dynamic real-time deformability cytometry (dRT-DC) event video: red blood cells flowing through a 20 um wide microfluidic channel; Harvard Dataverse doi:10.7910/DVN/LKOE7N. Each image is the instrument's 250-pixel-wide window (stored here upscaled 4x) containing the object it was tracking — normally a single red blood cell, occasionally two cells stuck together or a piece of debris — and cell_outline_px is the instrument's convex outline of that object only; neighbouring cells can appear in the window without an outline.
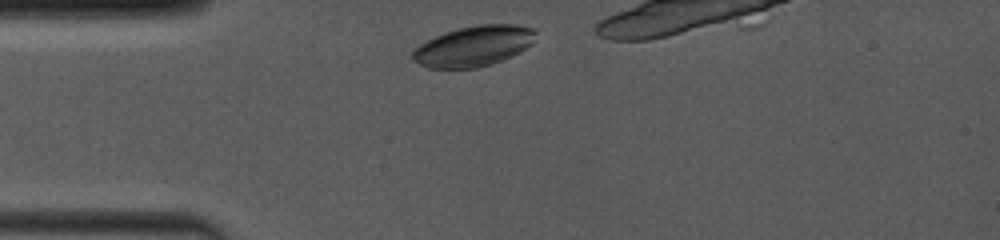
{"species": "common noctule bat (a hibernating species)", "species_latin": "Nyctalus noctula", "temperature_condition": "room temperature", "stored_images_in_passage": 12, "camera_frame_rate_fps": 4000, "um_per_image_px": 0.085, "animal": {"sex": "female", "body_mass_g": 19.0, "forearm_length_mm": 53.3}, "frame": {"image": 1, "passage_image": 1, "time_ms": 0.0, "image_size_px": [1000, 240], "cell_outline_px": [[536, 32], [532, 44], [520, 52], [512, 56], [492, 64], [476, 68], [428, 68], [412, 60], [408, 56], [420, 44], [436, 36], [460, 28], [476, 24], [516, 24], [532, 28]], "centroid_in_image_um": [40.26, 3.92], "position_along_channel_um": 44.7, "area_um2": 29.02}}
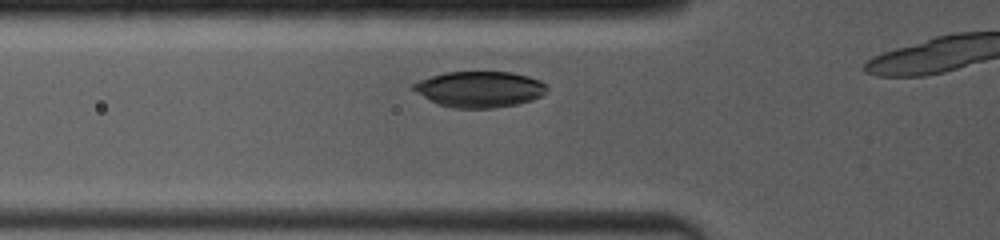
{"frame": {"image": 2, "passage_image": 5, "time_ms": 1.5, "image_size_px": [1000, 240], "cell_outline_px": [[548, 88], [540, 96], [532, 100], [516, 104], [496, 108], [452, 108], [436, 104], [408, 88], [412, 84], [420, 80], [444, 72], [512, 72], [528, 76], [540, 80], [548, 84]], "centroid_in_image_um": [40.74, 7.59], "position_along_channel_um": 85.1, "area_um2": 28.26}}
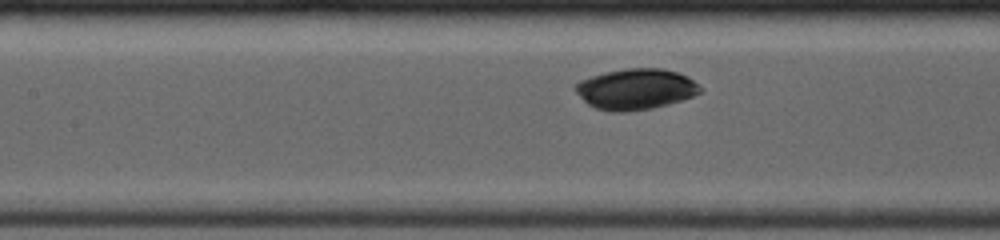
{"frame": {"image": 3, "passage_image": 10, "time_ms": 3.25, "image_size_px": [1000, 240], "cell_outline_px": [[700, 92], [692, 96], [668, 104], [652, 108], [624, 112], [608, 112], [596, 108], [588, 104], [572, 88], [580, 80], [604, 72], [624, 68], [664, 68], [680, 72], [688, 76], [700, 88]], "centroid_in_image_um": [54.0, 7.56], "position_along_channel_um": 153.4, "area_um2": 29.71}}